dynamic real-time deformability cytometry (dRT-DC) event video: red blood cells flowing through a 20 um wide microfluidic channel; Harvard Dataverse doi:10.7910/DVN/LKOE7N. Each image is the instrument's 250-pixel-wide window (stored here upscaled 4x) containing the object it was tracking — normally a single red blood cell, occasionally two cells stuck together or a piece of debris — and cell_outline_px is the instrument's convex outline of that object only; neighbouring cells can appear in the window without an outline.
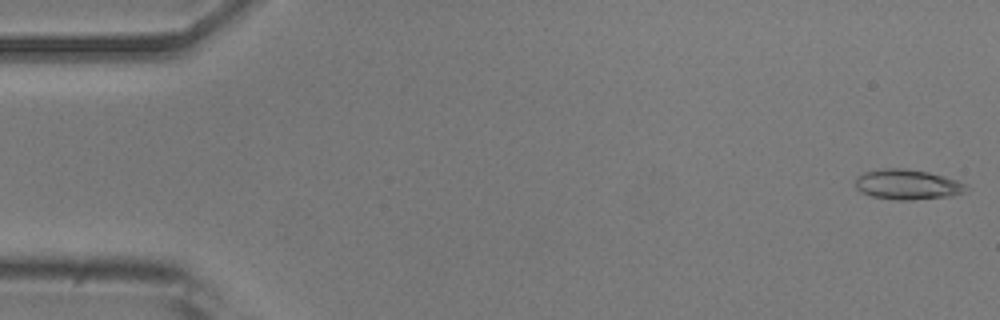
{"species": "common noctule bat (a hibernating species)", "species_latin": "Nyctalus noctula", "temperature_condition": "room temperature", "stored_images_in_passage": 52, "camera_frame_rate_fps": 3000, "um_per_image_px": 0.085, "animal": {"sex": "male", "body_mass_g": 20.5, "forearm_length_mm": 52.5}, "frame": {"image": 1, "passage_image": 1, "time_ms": 0.0, "image_size_px": [1000, 320], "cell_outline_px": [[972, 188], [968, 192], [952, 196], [912, 200], [896, 200], [872, 196], [860, 192], [856, 188], [856, 176], [864, 172], [884, 168], [904, 168], [928, 172], [944, 176], [968, 184]], "centroid_in_image_um": [77.19, 15.69], "position_along_channel_um": 7.8, "area_um2": 19.83}}
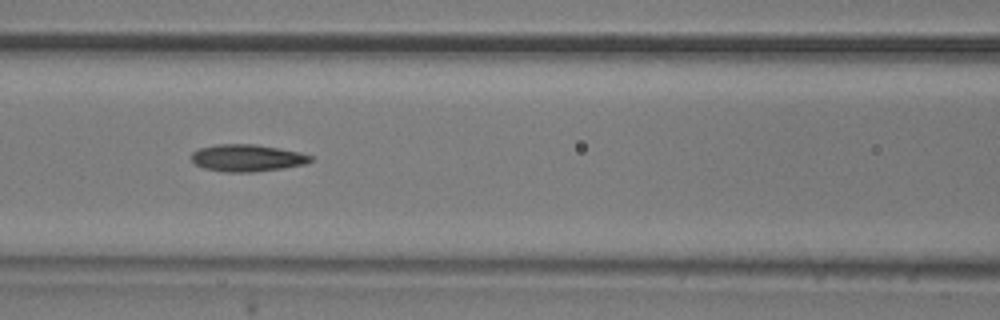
{"frame": {"image": 2, "passage_image": 22, "time_ms": 7.0, "image_size_px": [1000, 320], "cell_outline_px": [[312, 160], [304, 164], [284, 168], [252, 172], [224, 172], [204, 168], [196, 164], [192, 160], [192, 152], [200, 148], [216, 144], [256, 144], [280, 148], [300, 152], [312, 156]], "centroid_in_image_um": [21.01, 13.42], "position_along_channel_um": 145.6, "area_um2": 18.79}}
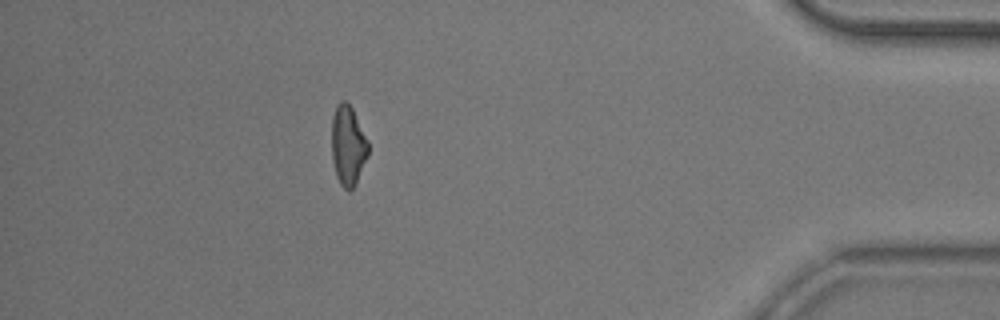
{"frame": {"image": 3, "passage_image": 46, "time_ms": 15.0, "image_size_px": [1000, 320], "cell_outline_px": [[368, 156], [352, 188], [348, 192], [340, 184], [336, 176], [332, 160], [332, 116], [336, 104], [340, 100], [344, 100], [352, 108], [368, 140]], "centroid_in_image_um": [29.56, 12.34], "position_along_channel_um": 405.6, "area_um2": 16.94}, "authors_computed_cell_mechanics": {"area_um2": 18.207, "velocity_mm_per_s": 3.8628, "shape_relaxation_time_tau1_ms": 4.2719, "shape_relaxation_time_tau2_ms": 5.3094, "deformation_change_tau1": 0.1434, "deformation_change_tau2": 0.1406}}